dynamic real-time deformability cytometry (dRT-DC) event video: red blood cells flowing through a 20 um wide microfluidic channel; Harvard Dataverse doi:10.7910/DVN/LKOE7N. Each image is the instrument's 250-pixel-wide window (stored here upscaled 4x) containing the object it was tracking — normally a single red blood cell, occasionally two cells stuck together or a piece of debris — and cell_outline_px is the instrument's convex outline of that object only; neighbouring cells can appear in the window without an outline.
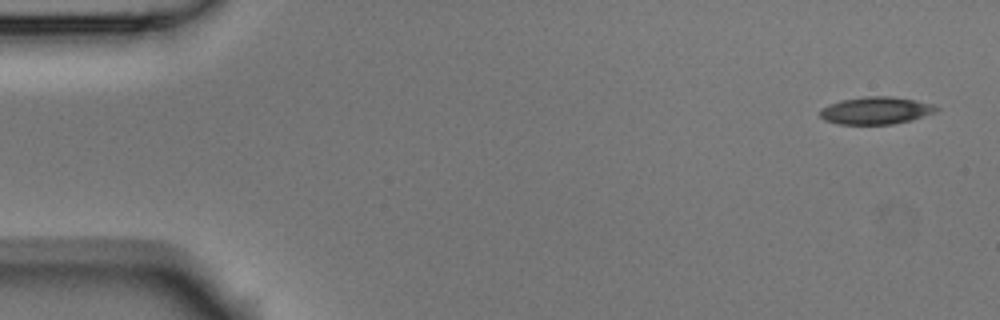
{"species": "Egyptian fruit bat (a non-hibernating species)", "species_latin": "Rousettus aegyptiacus", "temperature_condition": "room temperature", "stored_images_in_passage": 4, "camera_frame_rate_fps": 3000, "um_per_image_px": 0.085, "animal": {"sex": "male"}, "frame": {"image": 1, "passage_image": 1, "time_ms": 0.0, "image_size_px": [1000, 320], "cell_outline_px": [[940, 108], [936, 112], [912, 120], [892, 124], [836, 124], [824, 120], [820, 116], [820, 112], [828, 104], [840, 100], [868, 96], [888, 96], [916, 100], [936, 104]], "centroid_in_image_um": [74.49, 9.39], "position_along_channel_um": 10.5, "area_um2": 18.67}}